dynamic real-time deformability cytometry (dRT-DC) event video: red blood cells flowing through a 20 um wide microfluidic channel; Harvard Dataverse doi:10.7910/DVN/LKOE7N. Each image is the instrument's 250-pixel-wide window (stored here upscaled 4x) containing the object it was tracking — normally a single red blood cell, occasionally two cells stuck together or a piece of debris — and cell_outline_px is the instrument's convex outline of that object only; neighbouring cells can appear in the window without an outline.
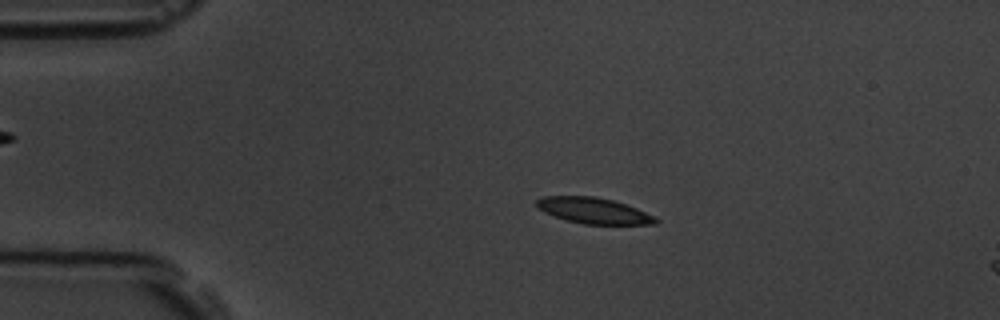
{"species": "common noctule bat (a hibernating species)", "species_latin": "Nyctalus noctula", "temperature_condition": "room temperature", "stored_images_in_passage": 4, "camera_frame_rate_fps": 3000, "um_per_image_px": 0.085, "animal": {"sex": "male", "body_mass_g": 19.5, "forearm_length_mm": 54.6}, "frame": {"image": 1, "passage_image": 2, "time_ms": 2.0, "image_size_px": [1000, 320], "cell_outline_px": [[660, 220], [656, 224], [584, 224], [568, 220], [544, 212], [536, 208], [536, 200], [544, 196], [596, 196], [612, 200], [636, 208], [656, 216]], "centroid_in_image_um": [50.48, 17.9], "position_along_channel_um": 34.5, "area_um2": 17.92}}